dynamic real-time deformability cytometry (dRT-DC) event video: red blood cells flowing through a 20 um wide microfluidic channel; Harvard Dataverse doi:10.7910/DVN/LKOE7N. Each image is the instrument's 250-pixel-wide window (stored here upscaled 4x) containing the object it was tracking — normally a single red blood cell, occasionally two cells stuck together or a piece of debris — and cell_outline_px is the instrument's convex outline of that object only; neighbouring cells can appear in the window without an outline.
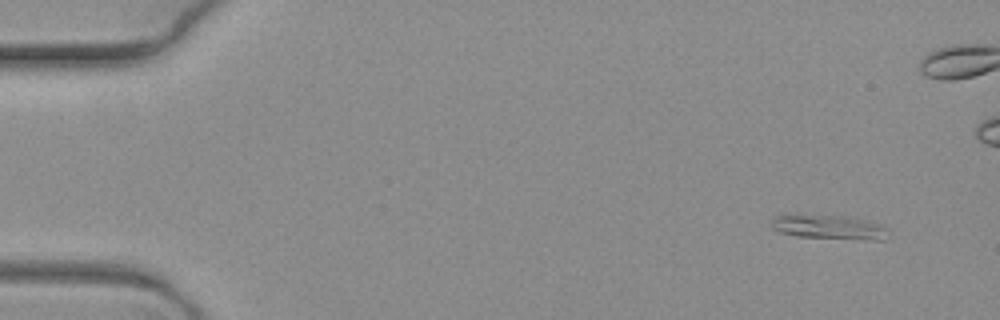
{"species": "common noctule bat (a hibernating species)", "species_latin": "Nyctalus noctula", "temperature_condition": "warm", "stored_images_in_passage": 6, "camera_frame_rate_fps": 3000, "um_per_image_px": 0.085, "animal": {"sex": "female", "body_mass_g": 19.3, "forearm_length_mm": 54.1}, "frame": {"image": 1, "passage_image": 1, "time_ms": 0.0, "image_size_px": [1000, 320], "cell_outline_px": [[888, 228], [884, 240], [868, 240], [796, 236], [780, 232], [772, 228], [772, 216], [784, 212], [804, 212], [844, 216], [884, 224]], "centroid_in_image_um": [70.36, 19.24], "position_along_channel_um": 14.6, "area_um2": 17.51}}